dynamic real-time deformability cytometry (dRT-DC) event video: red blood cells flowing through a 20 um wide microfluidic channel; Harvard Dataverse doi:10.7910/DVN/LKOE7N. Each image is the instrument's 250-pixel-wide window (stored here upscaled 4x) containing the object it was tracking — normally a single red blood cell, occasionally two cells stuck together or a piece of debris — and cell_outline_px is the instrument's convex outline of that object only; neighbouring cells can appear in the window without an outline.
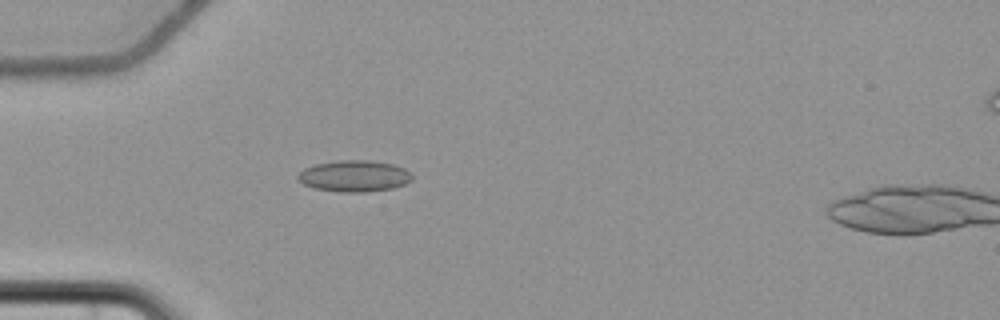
{"species": "common noctule bat (a hibernating species)", "species_latin": "Nyctalus noctula", "temperature_condition": "cold", "stored_images_in_passage": 7, "camera_frame_rate_fps": 3000, "um_per_image_px": 0.085, "animal": {"sex": "female", "body_mass_g": 22.7, "forearm_length_mm": 54.2}, "frame": {"image": 1, "passage_image": 6, "time_ms": 5.667, "image_size_px": [1000, 320], "cell_outline_px": [[412, 180], [404, 184], [392, 188], [364, 192], [340, 192], [316, 188], [304, 184], [296, 180], [296, 176], [304, 168], [316, 164], [340, 160], [372, 160], [392, 164], [404, 168], [412, 172]], "centroid_in_image_um": [30.12, 14.95], "position_along_channel_um": 54.9, "area_um2": 20.92}}